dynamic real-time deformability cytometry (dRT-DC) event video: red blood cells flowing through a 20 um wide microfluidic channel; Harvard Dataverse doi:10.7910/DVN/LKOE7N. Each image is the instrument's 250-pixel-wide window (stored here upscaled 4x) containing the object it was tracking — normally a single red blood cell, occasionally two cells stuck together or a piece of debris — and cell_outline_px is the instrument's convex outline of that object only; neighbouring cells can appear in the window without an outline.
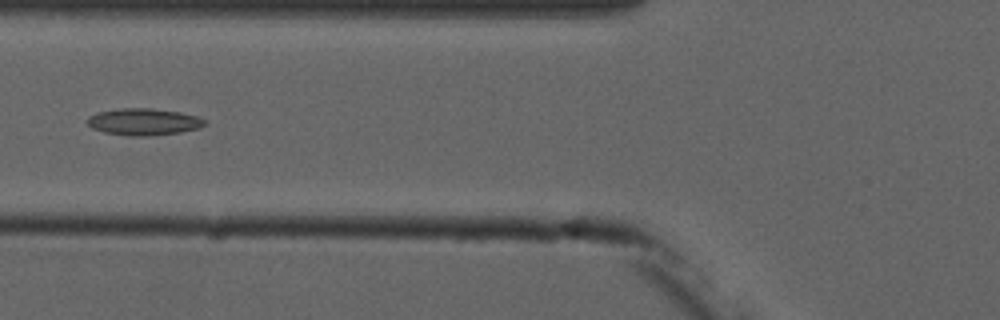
{"species": "common noctule bat (a hibernating species)", "species_latin": "Nyctalus noctula", "temperature_condition": "cold", "stored_images_in_passage": 6, "camera_frame_rate_fps": 3000, "um_per_image_px": 0.085, "animal": {"sex": "male", "forearm_length_mm": 52.5}, "frame": {"image": 1, "passage_image": 6, "time_ms": 6.0, "image_size_px": [1000, 320], "cell_outline_px": [[204, 124], [200, 128], [180, 132], [148, 136], [128, 136], [104, 132], [92, 128], [88, 124], [88, 116], [96, 112], [116, 108], [152, 108], [180, 112], [196, 116], [204, 120]], "centroid_in_image_um": [12.17, 10.35], "position_along_channel_um": 113.6, "area_um2": 18.38}}